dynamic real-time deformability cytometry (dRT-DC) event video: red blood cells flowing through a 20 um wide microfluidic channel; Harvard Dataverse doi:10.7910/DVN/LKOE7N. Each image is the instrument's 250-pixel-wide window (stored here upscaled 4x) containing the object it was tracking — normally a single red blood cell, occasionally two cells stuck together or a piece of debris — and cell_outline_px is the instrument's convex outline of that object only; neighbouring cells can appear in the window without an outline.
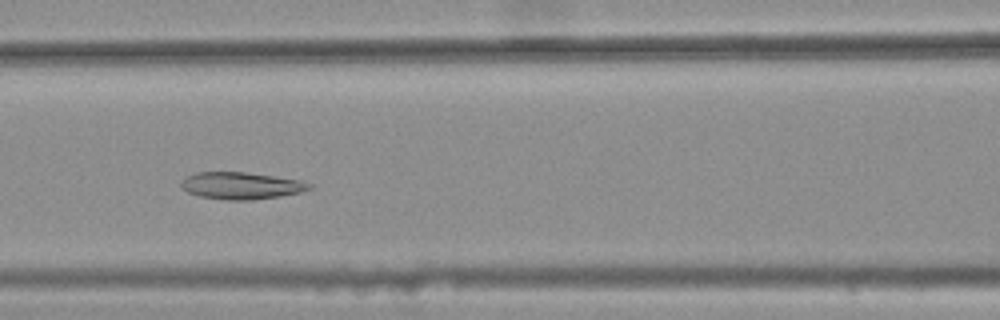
{"species": "common noctule bat (a hibernating species)", "species_latin": "Nyctalus noctula", "temperature_condition": "warm", "stored_images_in_passage": 47, "camera_frame_rate_fps": 3000, "um_per_image_px": 0.085, "animal": {"sex": "female", "body_mass_g": 25.1}, "frame": {"image": 1, "passage_image": 25, "time_ms": 8.0, "image_size_px": [1000, 320], "cell_outline_px": [[308, 188], [296, 192], [276, 196], [240, 200], [232, 200], [204, 196], [188, 192], [184, 188], [184, 180], [188, 176], [200, 172], [240, 172], [296, 180], [304, 184]], "centroid_in_image_um": [20.38, 15.77], "position_along_channel_um": 146.2, "area_um2": 18.5}}
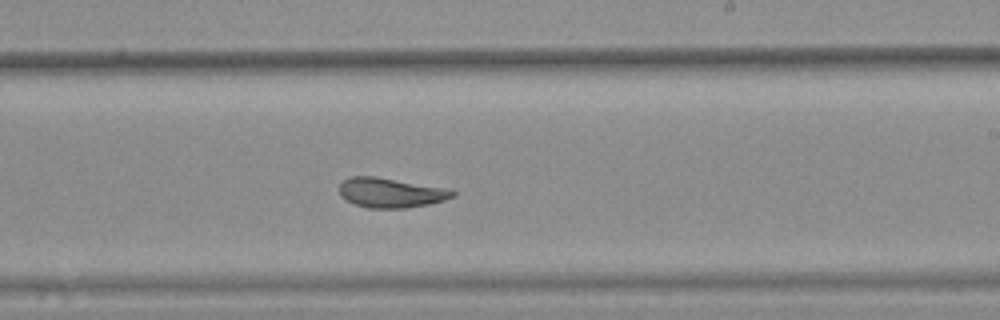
{"frame": {"image": 2, "passage_image": 34, "time_ms": 11.0, "image_size_px": [1000, 320], "cell_outline_px": [[456, 192], [452, 196], [440, 200], [424, 204], [404, 208], [372, 208], [356, 204], [340, 196], [340, 184], [344, 180], [352, 176], [372, 176], [440, 188]], "centroid_in_image_um": [33.09, 16.38], "position_along_channel_um": 255.9, "area_um2": 18.55}}
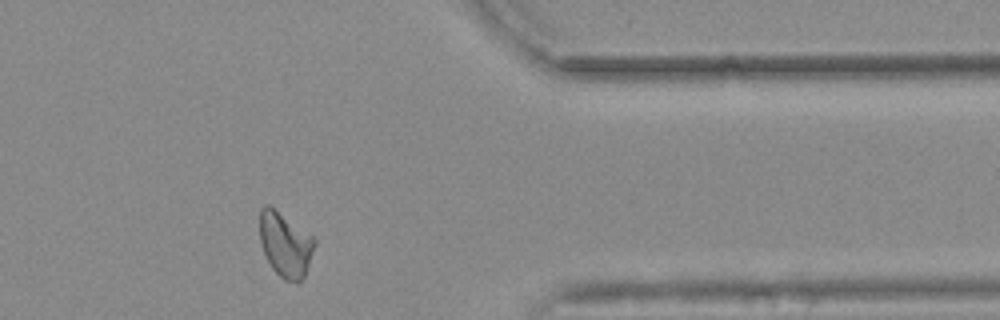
{"frame": {"image": 3, "passage_image": 46, "time_ms": 15.0, "image_size_px": [1000, 320], "cell_outline_px": [[316, 240], [304, 276], [300, 280], [288, 280], [280, 276], [272, 268], [264, 252], [260, 240], [260, 212], [268, 204], [312, 236]], "centroid_in_image_um": [24.23, 20.77], "position_along_channel_um": 387.2, "area_um2": 19.77}, "authors_computed_cell_mechanics": {"area_um2": 19.1896, "velocity_mm_per_s": 3.6653, "shape_relaxation_time_tau1_ms": null, "shape_relaxation_time_tau2_ms": 3.2035, "deformation_change_tau1": null, "deformation_change_tau2": 0.1119}}